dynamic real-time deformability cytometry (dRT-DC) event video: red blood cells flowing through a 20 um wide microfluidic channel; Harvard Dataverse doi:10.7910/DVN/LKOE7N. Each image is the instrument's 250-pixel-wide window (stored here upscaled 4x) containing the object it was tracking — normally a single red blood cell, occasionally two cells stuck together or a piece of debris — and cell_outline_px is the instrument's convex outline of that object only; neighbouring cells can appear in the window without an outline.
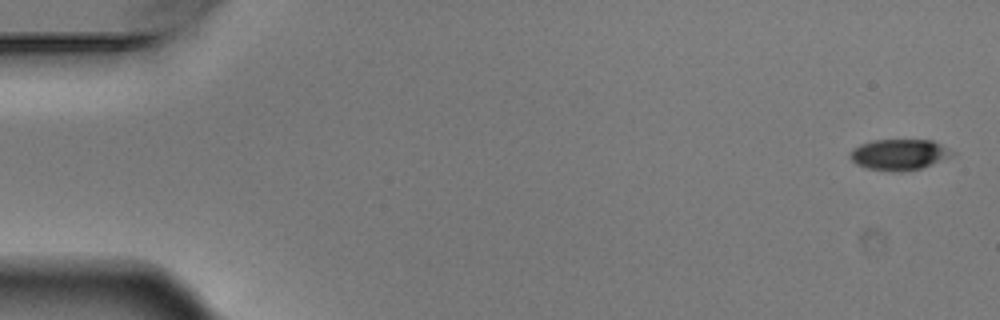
{"species": "Egyptian fruit bat (a non-hibernating species)", "species_latin": "Rousettus aegyptiacus", "temperature_condition": "warm", "stored_images_in_passage": 5, "camera_frame_rate_fps": 3000, "um_per_image_px": 0.085, "animal": {"sex": "male"}, "frame": {"image": 1, "passage_image": 1, "time_ms": 0.0, "image_size_px": [1000, 320], "cell_outline_px": [[956, 152], [952, 156], [932, 164], [920, 168], [892, 172], [868, 168], [856, 164], [848, 156], [848, 152], [852, 148], [860, 144], [872, 140], [932, 140]], "centroid_in_image_um": [76.39, 13.13], "position_along_channel_um": 8.6, "area_um2": 18.38}}
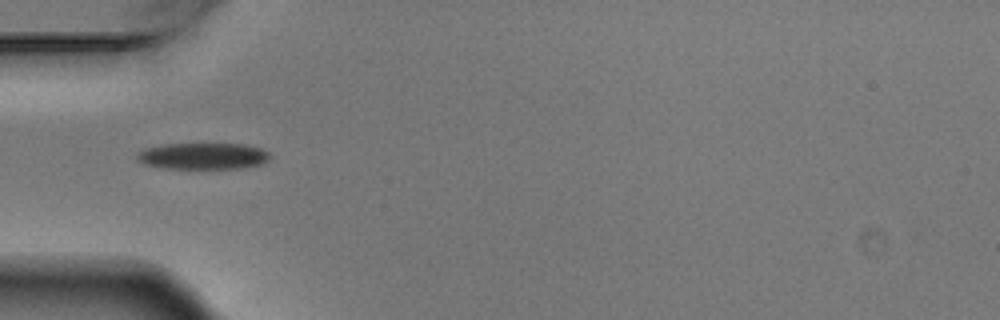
{"frame": {"image": 2, "passage_image": 5, "time_ms": 1.333, "image_size_px": [1000, 320], "cell_outline_px": [[272, 156], [268, 160], [260, 164], [240, 168], [164, 168], [144, 164], [136, 160], [136, 152], [148, 148], [168, 144], [240, 144], [260, 148], [268, 152]], "centroid_in_image_um": [17.24, 13.27], "position_along_channel_um": 67.8, "area_um2": 20.29}}